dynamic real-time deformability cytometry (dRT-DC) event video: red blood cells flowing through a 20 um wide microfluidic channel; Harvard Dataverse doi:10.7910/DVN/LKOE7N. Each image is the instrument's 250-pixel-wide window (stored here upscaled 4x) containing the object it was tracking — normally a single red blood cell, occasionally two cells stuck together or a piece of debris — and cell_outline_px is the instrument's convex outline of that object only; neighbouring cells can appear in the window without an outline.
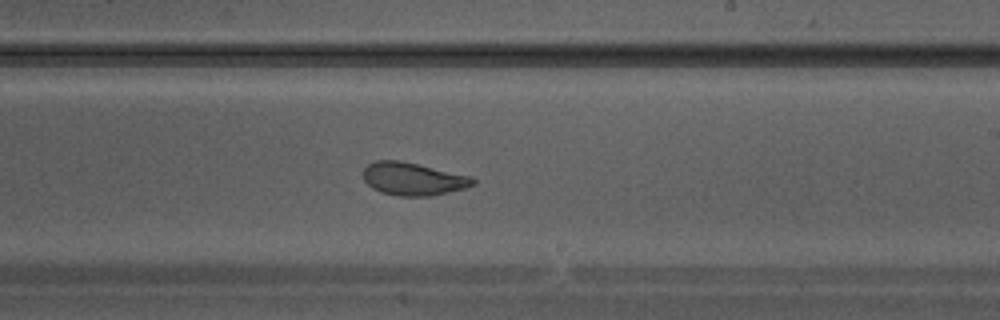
{"species": "Egyptian fruit bat (a non-hibernating species)", "species_latin": "Rousettus aegyptiacus", "temperature_condition": "warm", "stored_images_in_passage": 36, "camera_frame_rate_fps": 3000, "um_per_image_px": 0.085, "animal": {"sex": "male"}, "frame": {"image": 1, "passage_image": 21, "time_ms": 6.667, "image_size_px": [1000, 320], "cell_outline_px": [[476, 184], [464, 188], [432, 196], [400, 196], [380, 192], [372, 188], [364, 180], [364, 168], [368, 164], [376, 160], [400, 160], [472, 176], [476, 180]], "centroid_in_image_um": [35.12, 15.2], "position_along_channel_um": 253.9, "area_um2": 21.04}}